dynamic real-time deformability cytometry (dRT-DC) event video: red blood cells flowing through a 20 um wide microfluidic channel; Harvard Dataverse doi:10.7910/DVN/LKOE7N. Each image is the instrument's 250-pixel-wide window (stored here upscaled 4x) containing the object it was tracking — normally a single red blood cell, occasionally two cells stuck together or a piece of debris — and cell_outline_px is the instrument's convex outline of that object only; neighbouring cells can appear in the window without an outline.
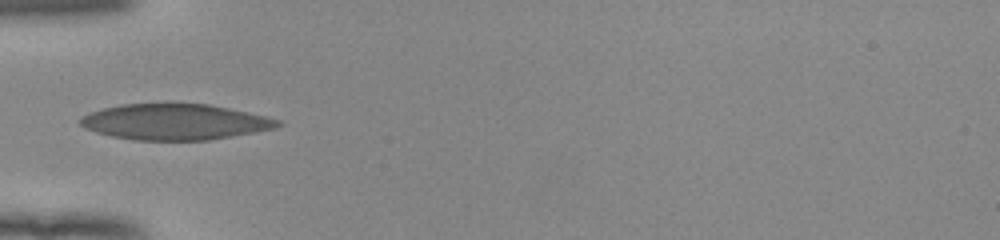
{"species": "human", "species_latin": "Homo sapiens", "temperature_condition": "room temperature", "stored_images_in_passage": 34, "camera_frame_rate_fps": 3000, "um_per_image_px": 0.085, "donor": {"sex": "female"}, "frame": {"image": 1, "passage_image": 1, "time_ms": 0.0, "image_size_px": [1000, 240], "cell_outline_px": [[284, 124], [276, 128], [256, 132], [208, 140], [132, 140], [112, 136], [96, 132], [84, 128], [80, 124], [80, 116], [104, 108], [120, 104], [164, 100], [208, 104], [248, 112], [280, 120]], "centroid_in_image_um": [14.84, 10.32], "position_along_channel_um": 70.2, "area_um2": 42.37}}
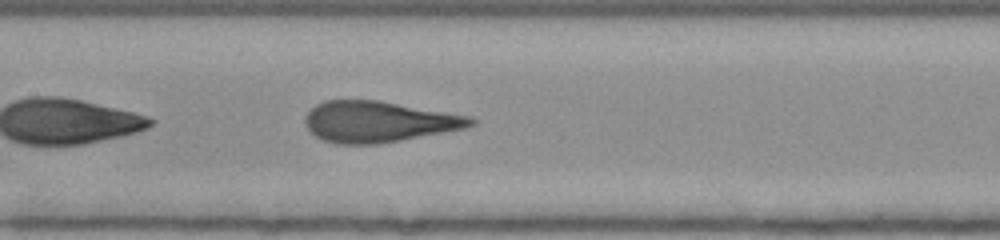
{"frame": {"image": 2, "passage_image": 9, "time_ms": 2.667, "image_size_px": [1000, 240], "cell_outline_px": [[476, 124], [468, 128], [380, 144], [336, 144], [324, 140], [316, 136], [304, 124], [304, 116], [316, 104], [324, 100], [380, 100], [472, 116], [476, 120]], "centroid_in_image_um": [32.22, 10.34], "position_along_channel_um": 175.2, "area_um2": 40.0}}
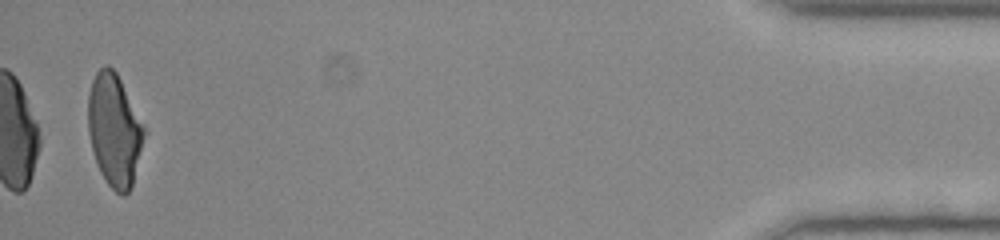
{"frame": {"image": 3, "passage_image": 34, "time_ms": 11.0, "image_size_px": [1000, 240], "cell_outline_px": [[148, 132], [132, 184], [128, 192], [124, 196], [120, 196], [104, 180], [100, 172], [92, 148], [88, 132], [88, 96], [92, 80], [96, 72], [104, 64], [108, 64], [116, 72], [144, 124]], "centroid_in_image_um": [9.75, 11.06], "position_along_channel_um": 425.5, "area_um2": 37.11}, "authors_computed_cell_mechanics": {"area_um2": 39.9109, "velocity_mm_per_s": 3.9564, "shape_relaxation_time_tau1_ms": 4.44, "shape_relaxation_time_tau2_ms": 0.7023, "deformation_change_tau1": 0.1931, "deformation_change_tau2": 0.0652}}